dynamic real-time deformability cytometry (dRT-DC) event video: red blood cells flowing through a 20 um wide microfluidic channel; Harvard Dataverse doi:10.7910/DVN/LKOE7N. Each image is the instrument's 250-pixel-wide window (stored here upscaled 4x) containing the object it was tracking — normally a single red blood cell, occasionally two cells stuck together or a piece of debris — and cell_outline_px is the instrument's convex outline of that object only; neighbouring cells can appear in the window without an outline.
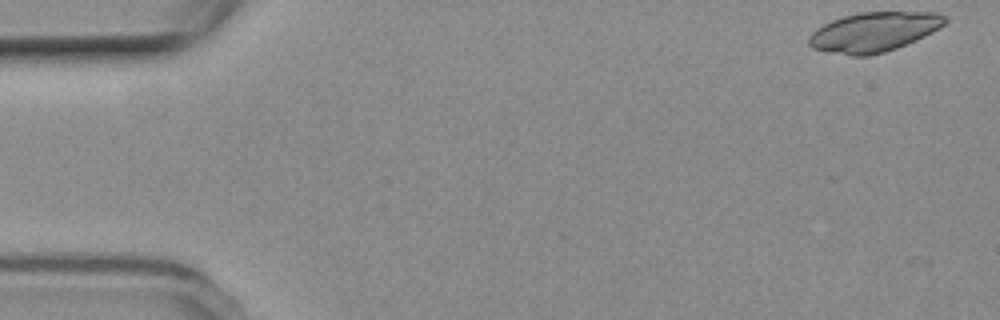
{"species": "common noctule bat (a hibernating species)", "species_latin": "Nyctalus noctula", "temperature_condition": "room temperature", "stored_images_in_passage": 3, "camera_frame_rate_fps": 3000, "um_per_image_px": 0.085, "animal": {"sex": "female", "body_mass_g": 19.3, "forearm_length_mm": 54.1}, "frame": {"image": 1, "passage_image": 1, "time_ms": 0.0, "image_size_px": [1000, 320], "cell_outline_px": [[948, 20], [940, 28], [916, 40], [896, 48], [884, 52], [868, 56], [852, 56], [828, 52], [812, 48], [808, 44], [808, 36], [816, 28], [832, 20], [844, 16], [860, 12], [936, 12], [948, 16]], "centroid_in_image_um": [74.28, 2.71], "position_along_channel_um": 10.7, "area_um2": 31.56}}